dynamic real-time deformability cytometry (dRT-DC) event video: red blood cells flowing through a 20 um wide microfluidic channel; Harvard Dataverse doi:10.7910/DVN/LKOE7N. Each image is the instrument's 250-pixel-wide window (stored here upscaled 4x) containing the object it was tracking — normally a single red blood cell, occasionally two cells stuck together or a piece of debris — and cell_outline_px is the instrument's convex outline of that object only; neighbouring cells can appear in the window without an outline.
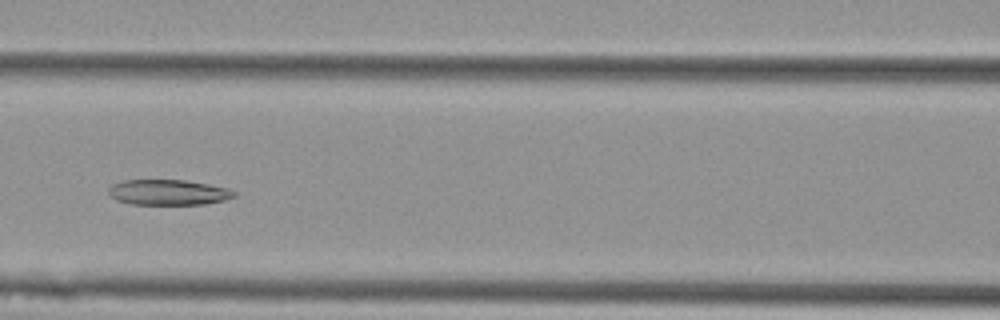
{"species": "Egyptian fruit bat (a non-hibernating species)", "species_latin": "Rousettus aegyptiacus", "temperature_condition": "cold", "stored_images_in_passage": 7, "camera_frame_rate_fps": 3000, "um_per_image_px": 0.085, "animal": {"sex": "female"}, "frame": {"image": 1, "passage_image": 5, "time_ms": 1.333, "image_size_px": [1000, 320], "cell_outline_px": [[236, 196], [224, 200], [204, 204], [128, 204], [116, 200], [108, 192], [108, 188], [112, 184], [124, 180], [184, 180], [208, 184], [228, 188], [236, 192]], "centroid_in_image_um": [14.29, 16.35], "position_along_channel_um": 152.3, "area_um2": 18.61}}
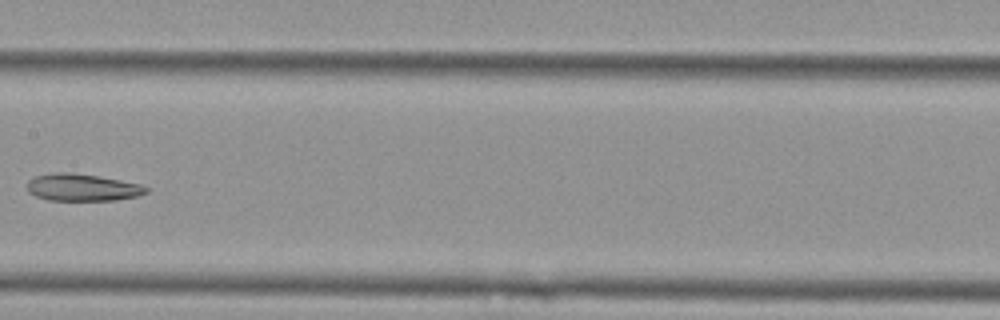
{"frame": {"image": 2, "passage_image": 6, "time_ms": 1.667, "image_size_px": [1000, 320], "cell_outline_px": [[148, 192], [136, 196], [116, 200], [48, 200], [36, 196], [28, 192], [28, 180], [36, 176], [52, 172], [68, 172], [96, 176], [120, 180], [140, 184], [148, 188]], "centroid_in_image_um": [6.98, 15.93], "position_along_channel_um": 200.4, "area_um2": 18.67}}
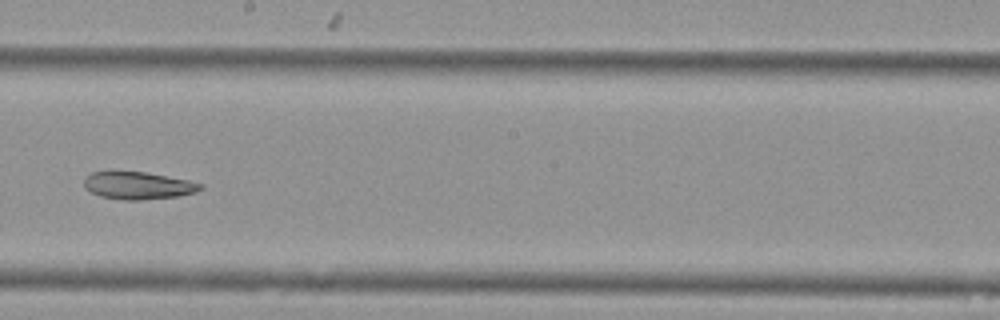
{"frame": {"image": 3, "passage_image": 7, "time_ms": 2.0, "image_size_px": [1000, 320], "cell_outline_px": [[204, 188], [196, 192], [176, 196], [140, 200], [124, 200], [100, 196], [84, 188], [84, 176], [92, 172], [144, 172], [188, 180], [204, 184]], "centroid_in_image_um": [11.73, 15.77], "position_along_channel_um": 236.5, "area_um2": 18.5}}